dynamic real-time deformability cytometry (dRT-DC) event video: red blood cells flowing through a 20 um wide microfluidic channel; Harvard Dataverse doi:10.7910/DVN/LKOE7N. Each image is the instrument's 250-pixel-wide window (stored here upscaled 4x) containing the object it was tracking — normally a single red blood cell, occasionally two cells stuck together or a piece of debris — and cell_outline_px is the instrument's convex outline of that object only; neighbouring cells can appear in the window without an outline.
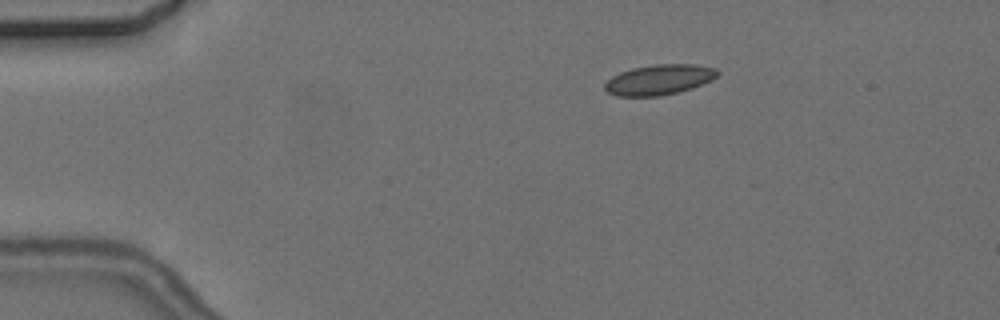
{"species": "common noctule bat (a hibernating species)", "species_latin": "Nyctalus noctula", "temperature_condition": "cold", "stored_images_in_passage": 3, "camera_frame_rate_fps": 3000, "um_per_image_px": 0.085, "animal": {"sex": "female", "body_mass_g": 24.6, "forearm_length_mm": 56.2}, "frame": {"image": 1, "passage_image": 1, "time_ms": 0.0, "image_size_px": [1000, 320], "cell_outline_px": [[720, 72], [712, 80], [692, 88], [660, 96], [616, 96], [608, 92], [604, 88], [604, 84], [612, 76], [620, 72], [632, 68], [656, 64], [692, 64], [716, 68]], "centroid_in_image_um": [56.02, 6.77], "position_along_channel_um": 29.0, "area_um2": 19.83}}